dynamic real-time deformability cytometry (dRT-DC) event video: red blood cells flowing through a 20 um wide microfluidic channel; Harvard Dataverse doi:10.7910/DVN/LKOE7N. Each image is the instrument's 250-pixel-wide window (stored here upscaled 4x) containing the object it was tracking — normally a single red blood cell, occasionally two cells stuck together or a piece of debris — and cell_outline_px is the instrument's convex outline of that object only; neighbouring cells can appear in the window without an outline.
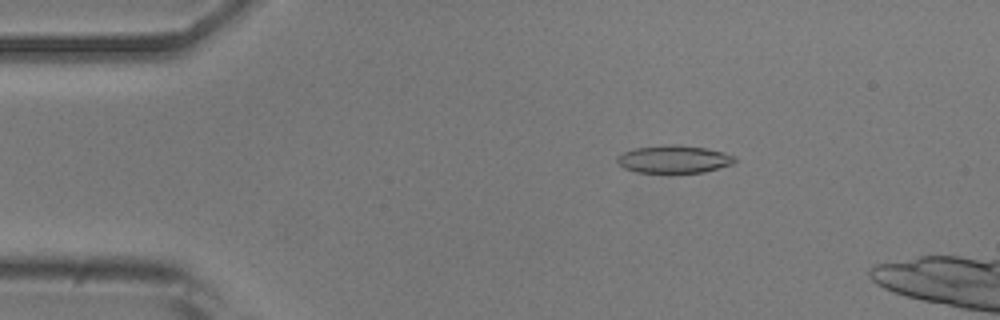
{"species": "common noctule bat (a hibernating species)", "species_latin": "Nyctalus noctula", "temperature_condition": "room temperature", "stored_images_in_passage": 15, "camera_frame_rate_fps": 3000, "um_per_image_px": 0.085, "animal": {"sex": "male", "body_mass_g": 20.5, "forearm_length_mm": 52.5}, "frame": {"image": 1, "passage_image": 9, "time_ms": 2.667, "image_size_px": [1000, 320], "cell_outline_px": [[736, 160], [732, 164], [704, 172], [636, 172], [624, 168], [616, 160], [616, 156], [624, 152], [636, 148], [668, 144], [676, 144], [704, 148], [724, 152], [736, 156]], "centroid_in_image_um": [57.29, 13.52], "position_along_channel_um": 27.7, "area_um2": 18.84}}